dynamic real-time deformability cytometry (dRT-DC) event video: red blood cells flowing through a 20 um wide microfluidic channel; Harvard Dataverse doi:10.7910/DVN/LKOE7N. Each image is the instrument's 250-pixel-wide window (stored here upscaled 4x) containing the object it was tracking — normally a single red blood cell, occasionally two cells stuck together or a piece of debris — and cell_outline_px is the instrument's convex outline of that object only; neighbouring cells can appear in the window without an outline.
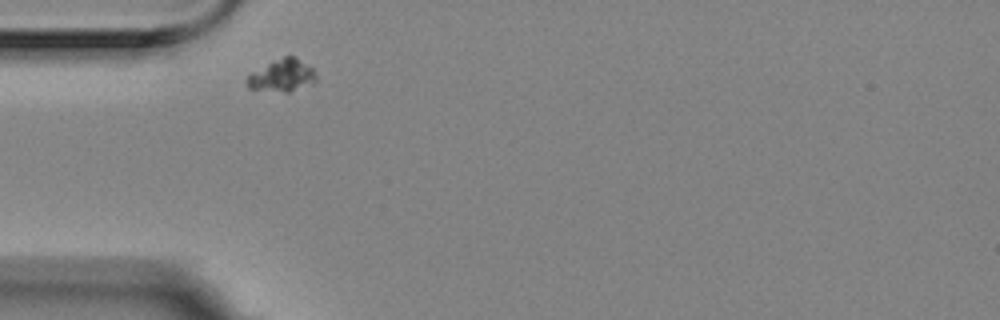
{"species": "Egyptian fruit bat (a non-hibernating species)", "species_latin": "Rousettus aegyptiacus", "temperature_condition": "room temperature", "stored_images_in_passage": 8, "camera_frame_rate_fps": 3000, "um_per_image_px": 0.085, "animal": {"sex": "female"}, "frame": {"image": 1, "passage_image": 1, "time_ms": 0.0, "image_size_px": [1000, 320], "cell_outline_px": [[316, 80], [288, 92], [284, 92], [248, 88], [244, 80], [252, 72], [284, 56], [292, 56], [312, 68], [316, 72]], "centroid_in_image_um": [23.93, 6.43], "position_along_channel_um": 61.1, "area_um2": 12.48}}
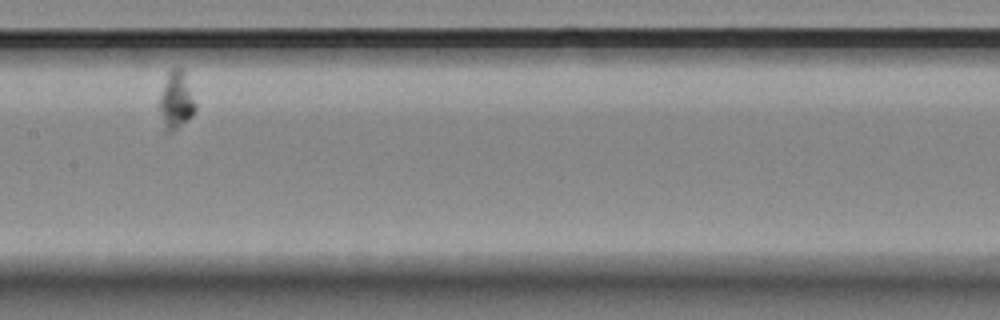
{"frame": {"image": 2, "passage_image": 5, "time_ms": 1.333, "image_size_px": [1000, 320], "cell_outline_px": [[196, 112], [188, 120], [172, 132], [164, 132], [156, 104], [168, 72], [172, 68], [184, 68], [196, 104]], "centroid_in_image_um": [14.94, 8.55], "position_along_channel_um": 192.5, "area_um2": 12.72}}
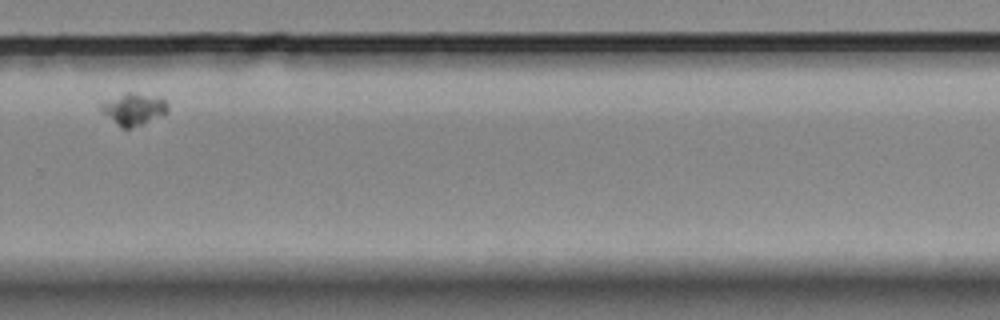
{"frame": {"image": 3, "passage_image": 8, "time_ms": 2.333, "image_size_px": [1000, 320], "cell_outline_px": [[168, 112], [164, 116], [144, 124], [132, 128], [120, 128], [100, 108], [100, 100], [128, 92], [132, 92], [160, 96], [168, 104]], "centroid_in_image_um": [11.39, 9.26], "position_along_channel_um": 318.4, "area_um2": 12.83}}